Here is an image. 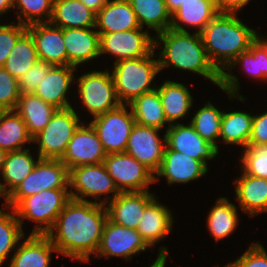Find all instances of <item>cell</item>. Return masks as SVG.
Returning <instances> with one entry per match:
<instances>
[{
	"label": "cell",
	"instance_id": "cell-1",
	"mask_svg": "<svg viewBox=\"0 0 267 267\" xmlns=\"http://www.w3.org/2000/svg\"><path fill=\"white\" fill-rule=\"evenodd\" d=\"M107 220L105 205L71 198L46 235L60 255L88 262L98 250Z\"/></svg>",
	"mask_w": 267,
	"mask_h": 267
},
{
	"label": "cell",
	"instance_id": "cell-2",
	"mask_svg": "<svg viewBox=\"0 0 267 267\" xmlns=\"http://www.w3.org/2000/svg\"><path fill=\"white\" fill-rule=\"evenodd\" d=\"M159 46L162 48L161 52L157 53L160 71L172 66L179 70L197 73L220 86L221 73L210 62L200 33L191 34L169 28L155 34L154 49Z\"/></svg>",
	"mask_w": 267,
	"mask_h": 267
},
{
	"label": "cell",
	"instance_id": "cell-3",
	"mask_svg": "<svg viewBox=\"0 0 267 267\" xmlns=\"http://www.w3.org/2000/svg\"><path fill=\"white\" fill-rule=\"evenodd\" d=\"M200 35L210 62L220 73L258 38L257 30L249 28L237 14L228 13H219Z\"/></svg>",
	"mask_w": 267,
	"mask_h": 267
},
{
	"label": "cell",
	"instance_id": "cell-4",
	"mask_svg": "<svg viewBox=\"0 0 267 267\" xmlns=\"http://www.w3.org/2000/svg\"><path fill=\"white\" fill-rule=\"evenodd\" d=\"M154 50L150 55L114 62L111 76L120 104L129 105L144 93L157 88L152 81L160 72Z\"/></svg>",
	"mask_w": 267,
	"mask_h": 267
},
{
	"label": "cell",
	"instance_id": "cell-5",
	"mask_svg": "<svg viewBox=\"0 0 267 267\" xmlns=\"http://www.w3.org/2000/svg\"><path fill=\"white\" fill-rule=\"evenodd\" d=\"M70 199L69 189L43 190L25 197L14 210L22 228L27 219L35 222L30 234L46 235Z\"/></svg>",
	"mask_w": 267,
	"mask_h": 267
},
{
	"label": "cell",
	"instance_id": "cell-6",
	"mask_svg": "<svg viewBox=\"0 0 267 267\" xmlns=\"http://www.w3.org/2000/svg\"><path fill=\"white\" fill-rule=\"evenodd\" d=\"M69 189V169L60 159H39L32 172L7 196L15 208L25 197L43 190Z\"/></svg>",
	"mask_w": 267,
	"mask_h": 267
},
{
	"label": "cell",
	"instance_id": "cell-7",
	"mask_svg": "<svg viewBox=\"0 0 267 267\" xmlns=\"http://www.w3.org/2000/svg\"><path fill=\"white\" fill-rule=\"evenodd\" d=\"M69 187L72 199L92 202L84 197H93L95 203L102 205H106L120 193L103 162L69 169ZM109 193H112V196H109ZM102 194L105 195L104 200L101 199ZM98 198L101 201L97 200Z\"/></svg>",
	"mask_w": 267,
	"mask_h": 267
},
{
	"label": "cell",
	"instance_id": "cell-8",
	"mask_svg": "<svg viewBox=\"0 0 267 267\" xmlns=\"http://www.w3.org/2000/svg\"><path fill=\"white\" fill-rule=\"evenodd\" d=\"M73 107L58 109L45 128L32 138L41 159H61L82 121Z\"/></svg>",
	"mask_w": 267,
	"mask_h": 267
},
{
	"label": "cell",
	"instance_id": "cell-9",
	"mask_svg": "<svg viewBox=\"0 0 267 267\" xmlns=\"http://www.w3.org/2000/svg\"><path fill=\"white\" fill-rule=\"evenodd\" d=\"M75 80L79 85L77 90L80 102L93 118L120 105L109 69L105 71L92 70Z\"/></svg>",
	"mask_w": 267,
	"mask_h": 267
},
{
	"label": "cell",
	"instance_id": "cell-10",
	"mask_svg": "<svg viewBox=\"0 0 267 267\" xmlns=\"http://www.w3.org/2000/svg\"><path fill=\"white\" fill-rule=\"evenodd\" d=\"M135 123L131 107L124 104H120L117 108L100 114L90 121L107 154L125 152Z\"/></svg>",
	"mask_w": 267,
	"mask_h": 267
},
{
	"label": "cell",
	"instance_id": "cell-11",
	"mask_svg": "<svg viewBox=\"0 0 267 267\" xmlns=\"http://www.w3.org/2000/svg\"><path fill=\"white\" fill-rule=\"evenodd\" d=\"M103 163L120 192L149 191L154 183V174L126 152L107 154Z\"/></svg>",
	"mask_w": 267,
	"mask_h": 267
},
{
	"label": "cell",
	"instance_id": "cell-12",
	"mask_svg": "<svg viewBox=\"0 0 267 267\" xmlns=\"http://www.w3.org/2000/svg\"><path fill=\"white\" fill-rule=\"evenodd\" d=\"M145 29L100 34V56L111 54L118 62L150 55L154 49V36Z\"/></svg>",
	"mask_w": 267,
	"mask_h": 267
},
{
	"label": "cell",
	"instance_id": "cell-13",
	"mask_svg": "<svg viewBox=\"0 0 267 267\" xmlns=\"http://www.w3.org/2000/svg\"><path fill=\"white\" fill-rule=\"evenodd\" d=\"M151 249L143 240L141 234L125 226L106 221L101 241L94 257H121L129 260L141 251Z\"/></svg>",
	"mask_w": 267,
	"mask_h": 267
},
{
	"label": "cell",
	"instance_id": "cell-14",
	"mask_svg": "<svg viewBox=\"0 0 267 267\" xmlns=\"http://www.w3.org/2000/svg\"><path fill=\"white\" fill-rule=\"evenodd\" d=\"M158 132H161V129L135 123L125 149L126 153L137 159L153 174L160 168L166 148V134L164 133L162 141Z\"/></svg>",
	"mask_w": 267,
	"mask_h": 267
},
{
	"label": "cell",
	"instance_id": "cell-15",
	"mask_svg": "<svg viewBox=\"0 0 267 267\" xmlns=\"http://www.w3.org/2000/svg\"><path fill=\"white\" fill-rule=\"evenodd\" d=\"M107 156L95 129L83 122L75 130L63 157L60 159L68 169L80 165L102 163Z\"/></svg>",
	"mask_w": 267,
	"mask_h": 267
},
{
	"label": "cell",
	"instance_id": "cell-16",
	"mask_svg": "<svg viewBox=\"0 0 267 267\" xmlns=\"http://www.w3.org/2000/svg\"><path fill=\"white\" fill-rule=\"evenodd\" d=\"M166 145L174 151L188 155L203 162L208 167V160L218 156V148L205 141L191 124L176 122L166 128Z\"/></svg>",
	"mask_w": 267,
	"mask_h": 267
},
{
	"label": "cell",
	"instance_id": "cell-17",
	"mask_svg": "<svg viewBox=\"0 0 267 267\" xmlns=\"http://www.w3.org/2000/svg\"><path fill=\"white\" fill-rule=\"evenodd\" d=\"M208 169L209 168L203 162L183 153L171 150L166 145L160 168L154 174V182H157L158 179H160L159 177L162 178L163 176L167 179V184H186L205 176Z\"/></svg>",
	"mask_w": 267,
	"mask_h": 267
},
{
	"label": "cell",
	"instance_id": "cell-18",
	"mask_svg": "<svg viewBox=\"0 0 267 267\" xmlns=\"http://www.w3.org/2000/svg\"><path fill=\"white\" fill-rule=\"evenodd\" d=\"M155 197V193L120 192L105 205L108 219L118 225L137 229L146 205Z\"/></svg>",
	"mask_w": 267,
	"mask_h": 267
},
{
	"label": "cell",
	"instance_id": "cell-19",
	"mask_svg": "<svg viewBox=\"0 0 267 267\" xmlns=\"http://www.w3.org/2000/svg\"><path fill=\"white\" fill-rule=\"evenodd\" d=\"M34 39L39 60L51 65H67L63 29L50 22L34 23L27 26Z\"/></svg>",
	"mask_w": 267,
	"mask_h": 267
},
{
	"label": "cell",
	"instance_id": "cell-20",
	"mask_svg": "<svg viewBox=\"0 0 267 267\" xmlns=\"http://www.w3.org/2000/svg\"><path fill=\"white\" fill-rule=\"evenodd\" d=\"M77 68L68 65L52 66L45 78H43L34 91V94L56 107L57 109H67L72 107L66 97L71 83L75 80L74 73Z\"/></svg>",
	"mask_w": 267,
	"mask_h": 267
},
{
	"label": "cell",
	"instance_id": "cell-21",
	"mask_svg": "<svg viewBox=\"0 0 267 267\" xmlns=\"http://www.w3.org/2000/svg\"><path fill=\"white\" fill-rule=\"evenodd\" d=\"M95 28H65L67 65L77 68L100 56V34Z\"/></svg>",
	"mask_w": 267,
	"mask_h": 267
},
{
	"label": "cell",
	"instance_id": "cell-22",
	"mask_svg": "<svg viewBox=\"0 0 267 267\" xmlns=\"http://www.w3.org/2000/svg\"><path fill=\"white\" fill-rule=\"evenodd\" d=\"M19 242L9 267H50L51 252L58 251L47 235L29 234ZM22 242V243H21Z\"/></svg>",
	"mask_w": 267,
	"mask_h": 267
},
{
	"label": "cell",
	"instance_id": "cell-23",
	"mask_svg": "<svg viewBox=\"0 0 267 267\" xmlns=\"http://www.w3.org/2000/svg\"><path fill=\"white\" fill-rule=\"evenodd\" d=\"M157 199L158 197L155 196L146 205L136 229L150 248L166 238L173 230L172 225L175 223L171 210L160 204Z\"/></svg>",
	"mask_w": 267,
	"mask_h": 267
},
{
	"label": "cell",
	"instance_id": "cell-24",
	"mask_svg": "<svg viewBox=\"0 0 267 267\" xmlns=\"http://www.w3.org/2000/svg\"><path fill=\"white\" fill-rule=\"evenodd\" d=\"M95 29L99 34H105L143 28L128 0H108L96 14Z\"/></svg>",
	"mask_w": 267,
	"mask_h": 267
},
{
	"label": "cell",
	"instance_id": "cell-25",
	"mask_svg": "<svg viewBox=\"0 0 267 267\" xmlns=\"http://www.w3.org/2000/svg\"><path fill=\"white\" fill-rule=\"evenodd\" d=\"M235 196L243 213L253 217L267 212V179L241 173L235 178Z\"/></svg>",
	"mask_w": 267,
	"mask_h": 267
},
{
	"label": "cell",
	"instance_id": "cell-26",
	"mask_svg": "<svg viewBox=\"0 0 267 267\" xmlns=\"http://www.w3.org/2000/svg\"><path fill=\"white\" fill-rule=\"evenodd\" d=\"M218 14L215 0H187L172 15L170 28L188 32L183 27V25H186V27H196L198 29L197 33H200Z\"/></svg>",
	"mask_w": 267,
	"mask_h": 267
},
{
	"label": "cell",
	"instance_id": "cell-27",
	"mask_svg": "<svg viewBox=\"0 0 267 267\" xmlns=\"http://www.w3.org/2000/svg\"><path fill=\"white\" fill-rule=\"evenodd\" d=\"M50 23L65 28H95L96 13L80 0H54Z\"/></svg>",
	"mask_w": 267,
	"mask_h": 267
},
{
	"label": "cell",
	"instance_id": "cell-28",
	"mask_svg": "<svg viewBox=\"0 0 267 267\" xmlns=\"http://www.w3.org/2000/svg\"><path fill=\"white\" fill-rule=\"evenodd\" d=\"M57 110L34 93H21L15 108L32 138L45 128Z\"/></svg>",
	"mask_w": 267,
	"mask_h": 267
},
{
	"label": "cell",
	"instance_id": "cell-29",
	"mask_svg": "<svg viewBox=\"0 0 267 267\" xmlns=\"http://www.w3.org/2000/svg\"><path fill=\"white\" fill-rule=\"evenodd\" d=\"M167 122L172 125L187 116L193 106V97L182 83L165 80L157 87Z\"/></svg>",
	"mask_w": 267,
	"mask_h": 267
},
{
	"label": "cell",
	"instance_id": "cell-30",
	"mask_svg": "<svg viewBox=\"0 0 267 267\" xmlns=\"http://www.w3.org/2000/svg\"><path fill=\"white\" fill-rule=\"evenodd\" d=\"M29 148L8 152L1 172L0 182L3 192L8 196L34 169L36 161Z\"/></svg>",
	"mask_w": 267,
	"mask_h": 267
},
{
	"label": "cell",
	"instance_id": "cell-31",
	"mask_svg": "<svg viewBox=\"0 0 267 267\" xmlns=\"http://www.w3.org/2000/svg\"><path fill=\"white\" fill-rule=\"evenodd\" d=\"M241 65L242 69L249 73L251 78L259 81H265L267 79L262 75L259 65L258 56L249 49L246 52L241 53L222 73L221 82L219 88L227 93L228 97L232 99H238L240 102H244L246 98L239 94L240 85L238 77L234 75L232 69L236 68V65ZM231 69V70H230ZM227 70V71H226ZM233 73V74H232Z\"/></svg>",
	"mask_w": 267,
	"mask_h": 267
},
{
	"label": "cell",
	"instance_id": "cell-32",
	"mask_svg": "<svg viewBox=\"0 0 267 267\" xmlns=\"http://www.w3.org/2000/svg\"><path fill=\"white\" fill-rule=\"evenodd\" d=\"M238 208L226 197H219L207 215V229L216 242L232 235L239 222Z\"/></svg>",
	"mask_w": 267,
	"mask_h": 267
},
{
	"label": "cell",
	"instance_id": "cell-33",
	"mask_svg": "<svg viewBox=\"0 0 267 267\" xmlns=\"http://www.w3.org/2000/svg\"><path fill=\"white\" fill-rule=\"evenodd\" d=\"M33 143L27 126L15 110L0 111V149L12 152Z\"/></svg>",
	"mask_w": 267,
	"mask_h": 267
},
{
	"label": "cell",
	"instance_id": "cell-34",
	"mask_svg": "<svg viewBox=\"0 0 267 267\" xmlns=\"http://www.w3.org/2000/svg\"><path fill=\"white\" fill-rule=\"evenodd\" d=\"M131 107L135 122L157 129L165 128L167 123L159 92L156 89L144 93L129 104Z\"/></svg>",
	"mask_w": 267,
	"mask_h": 267
},
{
	"label": "cell",
	"instance_id": "cell-35",
	"mask_svg": "<svg viewBox=\"0 0 267 267\" xmlns=\"http://www.w3.org/2000/svg\"><path fill=\"white\" fill-rule=\"evenodd\" d=\"M141 28L153 29L157 34L171 27L172 15L165 0H128Z\"/></svg>",
	"mask_w": 267,
	"mask_h": 267
},
{
	"label": "cell",
	"instance_id": "cell-36",
	"mask_svg": "<svg viewBox=\"0 0 267 267\" xmlns=\"http://www.w3.org/2000/svg\"><path fill=\"white\" fill-rule=\"evenodd\" d=\"M254 114L245 111H232L226 113L223 111L220 126V138L225 144L239 145L244 149L252 132V122Z\"/></svg>",
	"mask_w": 267,
	"mask_h": 267
},
{
	"label": "cell",
	"instance_id": "cell-37",
	"mask_svg": "<svg viewBox=\"0 0 267 267\" xmlns=\"http://www.w3.org/2000/svg\"><path fill=\"white\" fill-rule=\"evenodd\" d=\"M39 60L31 34L26 31L16 42L2 66L13 77L19 79Z\"/></svg>",
	"mask_w": 267,
	"mask_h": 267
},
{
	"label": "cell",
	"instance_id": "cell-38",
	"mask_svg": "<svg viewBox=\"0 0 267 267\" xmlns=\"http://www.w3.org/2000/svg\"><path fill=\"white\" fill-rule=\"evenodd\" d=\"M7 208L10 210L8 213L3 211ZM24 233L15 210L4 204L2 209L0 208V267L8 261V255L17 249L25 236Z\"/></svg>",
	"mask_w": 267,
	"mask_h": 267
},
{
	"label": "cell",
	"instance_id": "cell-39",
	"mask_svg": "<svg viewBox=\"0 0 267 267\" xmlns=\"http://www.w3.org/2000/svg\"><path fill=\"white\" fill-rule=\"evenodd\" d=\"M223 111L216 108L210 101L198 109L192 117L190 124L195 131L207 142L215 145L218 150L219 146L216 142L220 138V126Z\"/></svg>",
	"mask_w": 267,
	"mask_h": 267
},
{
	"label": "cell",
	"instance_id": "cell-40",
	"mask_svg": "<svg viewBox=\"0 0 267 267\" xmlns=\"http://www.w3.org/2000/svg\"><path fill=\"white\" fill-rule=\"evenodd\" d=\"M54 0H13V10L19 23L26 26L34 23L50 22Z\"/></svg>",
	"mask_w": 267,
	"mask_h": 267
},
{
	"label": "cell",
	"instance_id": "cell-41",
	"mask_svg": "<svg viewBox=\"0 0 267 267\" xmlns=\"http://www.w3.org/2000/svg\"><path fill=\"white\" fill-rule=\"evenodd\" d=\"M240 158L242 172L267 179V145L248 144Z\"/></svg>",
	"mask_w": 267,
	"mask_h": 267
},
{
	"label": "cell",
	"instance_id": "cell-42",
	"mask_svg": "<svg viewBox=\"0 0 267 267\" xmlns=\"http://www.w3.org/2000/svg\"><path fill=\"white\" fill-rule=\"evenodd\" d=\"M20 94L18 79L0 67V111L15 110Z\"/></svg>",
	"mask_w": 267,
	"mask_h": 267
},
{
	"label": "cell",
	"instance_id": "cell-43",
	"mask_svg": "<svg viewBox=\"0 0 267 267\" xmlns=\"http://www.w3.org/2000/svg\"><path fill=\"white\" fill-rule=\"evenodd\" d=\"M27 31V26L17 22L16 24H0V67H2L18 39Z\"/></svg>",
	"mask_w": 267,
	"mask_h": 267
},
{
	"label": "cell",
	"instance_id": "cell-44",
	"mask_svg": "<svg viewBox=\"0 0 267 267\" xmlns=\"http://www.w3.org/2000/svg\"><path fill=\"white\" fill-rule=\"evenodd\" d=\"M48 62L38 60L29 70L18 79L20 93H34L41 80L46 77L52 67Z\"/></svg>",
	"mask_w": 267,
	"mask_h": 267
},
{
	"label": "cell",
	"instance_id": "cell-45",
	"mask_svg": "<svg viewBox=\"0 0 267 267\" xmlns=\"http://www.w3.org/2000/svg\"><path fill=\"white\" fill-rule=\"evenodd\" d=\"M229 264L231 267H267V251L259 242H252L238 259Z\"/></svg>",
	"mask_w": 267,
	"mask_h": 267
},
{
	"label": "cell",
	"instance_id": "cell-46",
	"mask_svg": "<svg viewBox=\"0 0 267 267\" xmlns=\"http://www.w3.org/2000/svg\"><path fill=\"white\" fill-rule=\"evenodd\" d=\"M248 144L267 145V111L254 115Z\"/></svg>",
	"mask_w": 267,
	"mask_h": 267
},
{
	"label": "cell",
	"instance_id": "cell-47",
	"mask_svg": "<svg viewBox=\"0 0 267 267\" xmlns=\"http://www.w3.org/2000/svg\"><path fill=\"white\" fill-rule=\"evenodd\" d=\"M251 0H215L219 13L237 14Z\"/></svg>",
	"mask_w": 267,
	"mask_h": 267
},
{
	"label": "cell",
	"instance_id": "cell-48",
	"mask_svg": "<svg viewBox=\"0 0 267 267\" xmlns=\"http://www.w3.org/2000/svg\"><path fill=\"white\" fill-rule=\"evenodd\" d=\"M250 49L258 56L261 73L267 79V47L257 38Z\"/></svg>",
	"mask_w": 267,
	"mask_h": 267
},
{
	"label": "cell",
	"instance_id": "cell-49",
	"mask_svg": "<svg viewBox=\"0 0 267 267\" xmlns=\"http://www.w3.org/2000/svg\"><path fill=\"white\" fill-rule=\"evenodd\" d=\"M86 7L96 14L106 5L108 0H80Z\"/></svg>",
	"mask_w": 267,
	"mask_h": 267
},
{
	"label": "cell",
	"instance_id": "cell-50",
	"mask_svg": "<svg viewBox=\"0 0 267 267\" xmlns=\"http://www.w3.org/2000/svg\"><path fill=\"white\" fill-rule=\"evenodd\" d=\"M168 253L167 247L161 246L156 260H154L153 264L149 267H165Z\"/></svg>",
	"mask_w": 267,
	"mask_h": 267
},
{
	"label": "cell",
	"instance_id": "cell-51",
	"mask_svg": "<svg viewBox=\"0 0 267 267\" xmlns=\"http://www.w3.org/2000/svg\"><path fill=\"white\" fill-rule=\"evenodd\" d=\"M187 0H165V3L167 5L168 11L171 15H173L180 7L182 3H184Z\"/></svg>",
	"mask_w": 267,
	"mask_h": 267
},
{
	"label": "cell",
	"instance_id": "cell-52",
	"mask_svg": "<svg viewBox=\"0 0 267 267\" xmlns=\"http://www.w3.org/2000/svg\"><path fill=\"white\" fill-rule=\"evenodd\" d=\"M13 9V0H0V17Z\"/></svg>",
	"mask_w": 267,
	"mask_h": 267
},
{
	"label": "cell",
	"instance_id": "cell-53",
	"mask_svg": "<svg viewBox=\"0 0 267 267\" xmlns=\"http://www.w3.org/2000/svg\"><path fill=\"white\" fill-rule=\"evenodd\" d=\"M7 152L0 149V173L2 172Z\"/></svg>",
	"mask_w": 267,
	"mask_h": 267
},
{
	"label": "cell",
	"instance_id": "cell-54",
	"mask_svg": "<svg viewBox=\"0 0 267 267\" xmlns=\"http://www.w3.org/2000/svg\"><path fill=\"white\" fill-rule=\"evenodd\" d=\"M264 36L263 35H260L258 33V39L267 47V36L266 35H264Z\"/></svg>",
	"mask_w": 267,
	"mask_h": 267
},
{
	"label": "cell",
	"instance_id": "cell-55",
	"mask_svg": "<svg viewBox=\"0 0 267 267\" xmlns=\"http://www.w3.org/2000/svg\"><path fill=\"white\" fill-rule=\"evenodd\" d=\"M2 197L5 199V202H4L5 205H7V195L3 192L1 184H0V198H2Z\"/></svg>",
	"mask_w": 267,
	"mask_h": 267
},
{
	"label": "cell",
	"instance_id": "cell-56",
	"mask_svg": "<svg viewBox=\"0 0 267 267\" xmlns=\"http://www.w3.org/2000/svg\"><path fill=\"white\" fill-rule=\"evenodd\" d=\"M217 267H219V266H217ZM223 267H231V265L229 264V263H227L225 266H223Z\"/></svg>",
	"mask_w": 267,
	"mask_h": 267
}]
</instances>
